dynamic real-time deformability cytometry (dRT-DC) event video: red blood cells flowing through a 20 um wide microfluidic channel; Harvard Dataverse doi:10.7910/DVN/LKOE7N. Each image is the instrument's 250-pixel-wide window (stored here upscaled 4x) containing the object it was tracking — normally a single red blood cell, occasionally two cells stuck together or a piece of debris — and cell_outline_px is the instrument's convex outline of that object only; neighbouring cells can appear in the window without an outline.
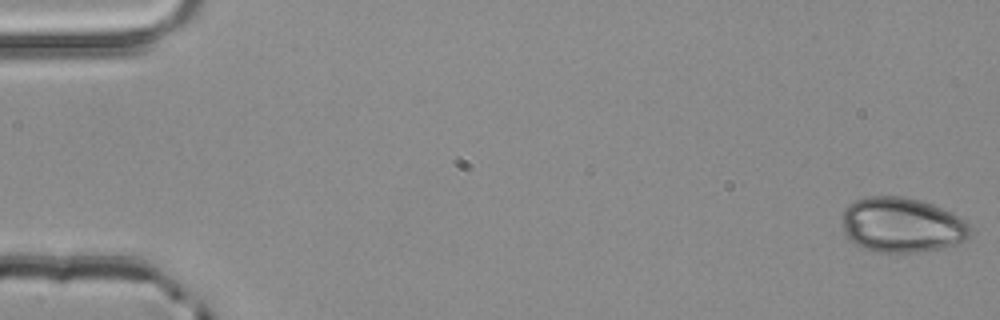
{"species": "common noctule bat (a hibernating species)", "species_latin": "Nyctalus noctula", "temperature_condition": "room temperature", "stored_images_in_passage": 4, "camera_frame_rate_fps": 3000, "um_per_image_px": 0.085, "animal": {"sex": "male", "body_mass_g": 20.4}, "frame": {"image": 1, "passage_image": 1, "time_ms": 0.0, "image_size_px": [1000, 320], "cell_outline_px": [[972, 232], [968, 240], [944, 248], [920, 252], [872, 252], [856, 244], [844, 232], [840, 220], [840, 216], [844, 208], [848, 204], [856, 200], [868, 196], [904, 196], [920, 200], [932, 204], [952, 212], [960, 216], [968, 224]], "centroid_in_image_um": [76.66, 19.12], "position_along_channel_um": 8.3, "area_um2": 41.67}}
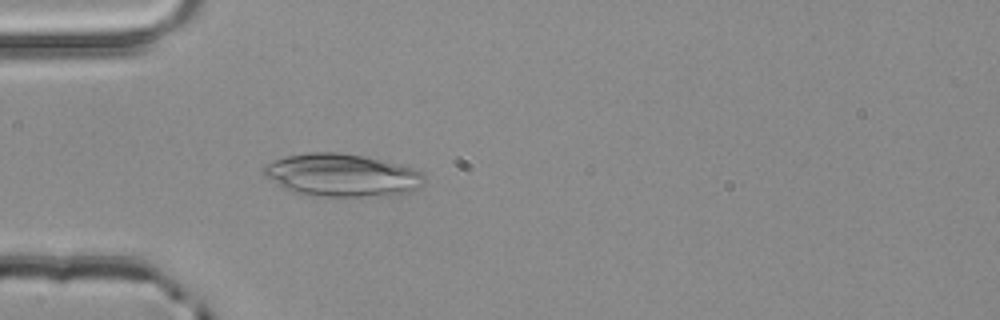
{"frame": {"image": 2, "passage_image": 4, "time_ms": 1.0, "image_size_px": [1000, 320], "cell_outline_px": [[424, 180], [420, 188], [408, 192], [388, 196], [316, 196], [292, 192], [284, 188], [264, 176], [260, 172], [264, 164], [272, 160], [284, 156], [308, 152], [340, 152], [364, 156], [412, 168], [420, 172], [424, 176]], "centroid_in_image_um": [28.99, 14.89], "position_along_channel_um": 56.0, "area_um2": 40.23}}